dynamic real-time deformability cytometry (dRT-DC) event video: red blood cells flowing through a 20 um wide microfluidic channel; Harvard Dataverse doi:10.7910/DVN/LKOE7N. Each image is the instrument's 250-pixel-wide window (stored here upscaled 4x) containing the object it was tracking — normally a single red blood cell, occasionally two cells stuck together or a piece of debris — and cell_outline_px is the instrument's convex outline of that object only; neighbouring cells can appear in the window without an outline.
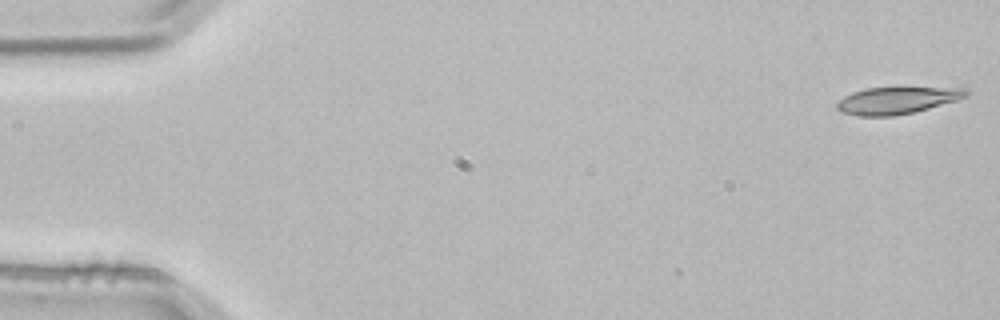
{"species": "common noctule bat (a hibernating species)", "species_latin": "Nyctalus noctula", "temperature_condition": "room temperature", "stored_images_in_passage": 3, "camera_frame_rate_fps": 3000, "um_per_image_px": 0.085, "animal": {"sex": "male", "body_mass_g": 21.5, "forearm_length_mm": 52.0}, "frame": {"image": 1, "passage_image": 1, "time_ms": 0.0, "image_size_px": [1000, 320], "cell_outline_px": [[972, 92], [968, 96], [956, 100], [928, 108], [896, 116], [860, 116], [840, 112], [836, 108], [836, 104], [844, 96], [852, 92], [864, 88], [968, 88]], "centroid_in_image_um": [76.23, 8.53], "position_along_channel_um": 8.8, "area_um2": 20.23}}